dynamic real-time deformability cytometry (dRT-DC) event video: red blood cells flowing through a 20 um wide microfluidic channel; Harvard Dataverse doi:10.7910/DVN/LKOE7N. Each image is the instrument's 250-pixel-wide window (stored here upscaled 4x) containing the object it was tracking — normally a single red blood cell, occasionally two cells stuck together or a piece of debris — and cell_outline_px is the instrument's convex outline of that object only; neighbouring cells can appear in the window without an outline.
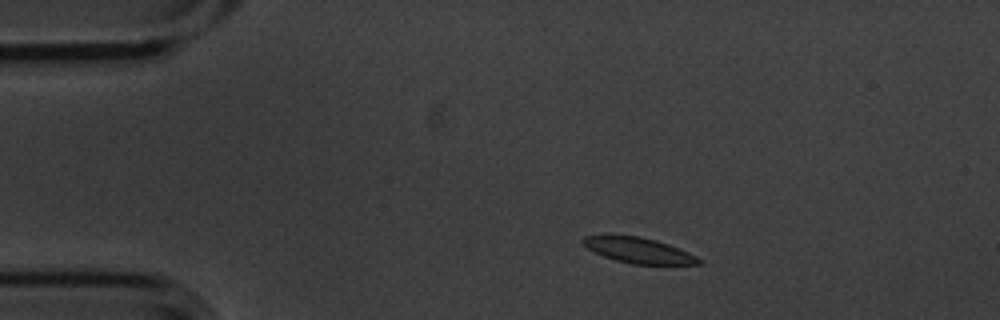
{"species": "common noctule bat (a hibernating species)", "species_latin": "Nyctalus noctula", "temperature_condition": "cold", "stored_images_in_passage": 6, "camera_frame_rate_fps": 3000, "um_per_image_px": 0.085, "animal": {"sex": "male", "body_mass_g": 20.1, "forearm_length_mm": 53.5}, "frame": {"image": 1, "passage_image": 2, "time_ms": 0.333, "image_size_px": [1000, 320], "cell_outline_px": [[704, 264], [632, 264], [616, 260], [604, 256], [588, 248], [580, 240], [584, 236], [604, 232], [640, 236], [656, 240], [668, 244], [688, 252], [704, 260]], "centroid_in_image_um": [54.23, 21.23], "position_along_channel_um": 30.8, "area_um2": 17.74}}
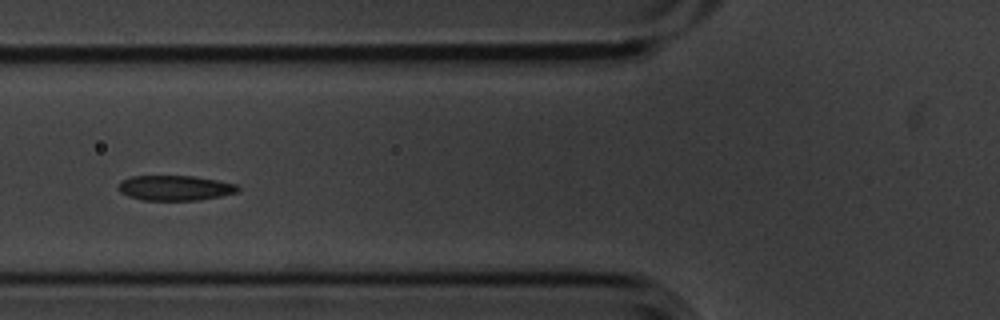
{"frame": {"image": 2, "passage_image": 5, "time_ms": 1.333, "image_size_px": [1000, 320], "cell_outline_px": [[240, 188], [236, 192], [220, 196], [200, 200], [144, 200], [128, 196], [120, 192], [116, 188], [120, 180], [132, 176], [192, 176], [216, 180], [236, 184]], "centroid_in_image_um": [14.82, 15.97], "position_along_channel_um": 111.0, "area_um2": 17.46}}
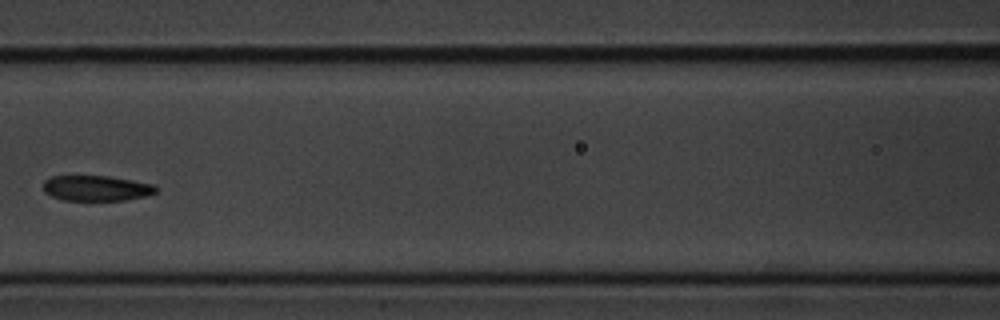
{"frame": {"image": 3, "passage_image": 6, "time_ms": 1.667, "image_size_px": [1000, 320], "cell_outline_px": [[156, 192], [148, 196], [128, 200], [60, 200], [44, 192], [44, 180], [52, 176], [108, 176], [132, 180], [152, 184], [156, 188]], "centroid_in_image_um": [8.19, 16.0], "position_along_channel_um": 158.4, "area_um2": 16.7}}